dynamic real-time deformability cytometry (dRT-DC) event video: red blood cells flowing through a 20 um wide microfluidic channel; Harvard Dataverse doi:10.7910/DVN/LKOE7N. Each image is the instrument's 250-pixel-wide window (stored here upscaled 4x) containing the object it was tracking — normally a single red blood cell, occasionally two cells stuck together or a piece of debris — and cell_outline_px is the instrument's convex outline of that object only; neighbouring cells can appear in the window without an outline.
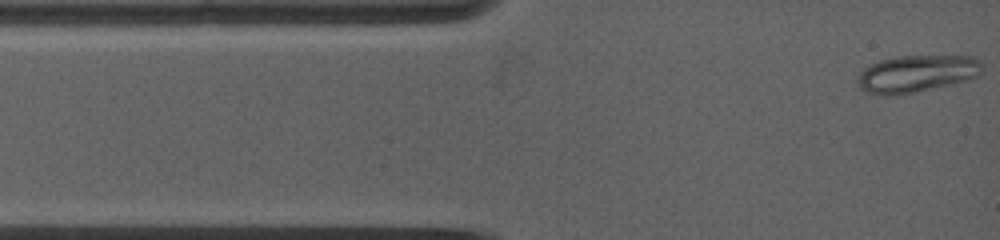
{"species": "common noctule bat (a hibernating species)", "species_latin": "Nyctalus noctula", "temperature_condition": "warm", "stored_images_in_passage": 12, "camera_frame_rate_fps": 5000, "um_per_image_px": 0.085, "animal": {"sex": "female", "body_mass_g": 19.0, "forearm_length_mm": 53.3}, "frame": {"image": 1, "passage_image": 1, "time_ms": 0.0, "image_size_px": [1000, 240], "cell_outline_px": [[984, 64], [980, 72], [976, 76], [964, 80], [916, 92], [892, 96], [880, 96], [868, 92], [860, 88], [856, 80], [856, 76], [864, 68], [880, 60], [900, 56], [972, 56], [980, 60]], "centroid_in_image_um": [77.87, 6.26], "position_along_channel_um": 7.1, "area_um2": 26.88}}
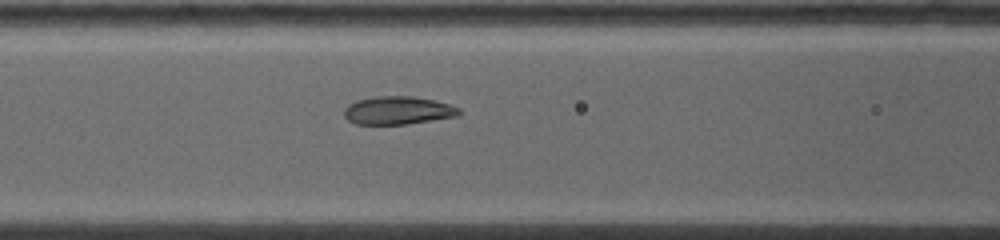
{"frame": {"image": 2, "passage_image": 12, "time_ms": 4.4, "image_size_px": [1000, 240], "cell_outline_px": [[464, 112], [456, 116], [404, 124], [356, 124], [348, 120], [344, 116], [344, 108], [348, 104], [356, 100], [376, 96], [412, 96], [432, 100], [448, 104], [460, 108]], "centroid_in_image_um": [33.79, 9.38], "position_along_channel_um": 132.8, "area_um2": 18.73}}